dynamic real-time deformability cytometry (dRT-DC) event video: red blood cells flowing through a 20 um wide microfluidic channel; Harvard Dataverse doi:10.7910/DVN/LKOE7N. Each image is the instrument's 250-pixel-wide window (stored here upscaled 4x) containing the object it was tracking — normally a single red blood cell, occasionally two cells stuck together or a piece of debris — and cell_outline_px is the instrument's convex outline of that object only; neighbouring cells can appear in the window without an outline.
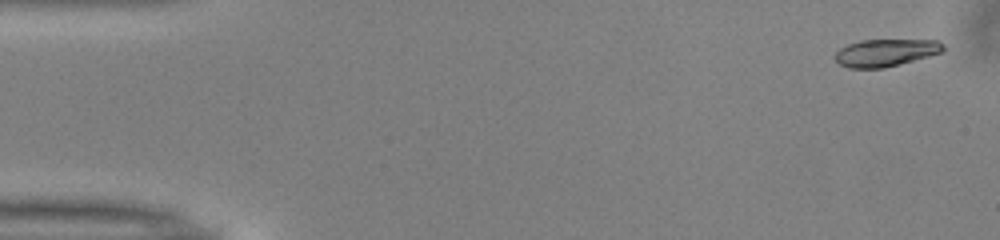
{"species": "common noctule bat (a hibernating species)", "species_latin": "Nyctalus noctula", "temperature_condition": "warm", "stored_images_in_passage": 41, "camera_frame_rate_fps": 3000, "um_per_image_px": 0.085, "animal": {"sex": "male", "body_mass_g": 13.0, "forearm_length_mm": 53.1}, "frame": {"image": 1, "passage_image": 1, "time_ms": 0.0, "image_size_px": [1000, 240], "cell_outline_px": [[944, 48], [940, 52], [928, 56], [884, 68], [848, 68], [840, 64], [836, 60], [836, 52], [840, 48], [848, 44], [860, 40], [936, 40], [944, 44]], "centroid_in_image_um": [75.25, 4.47], "position_along_channel_um": 9.7, "area_um2": 16.99}}
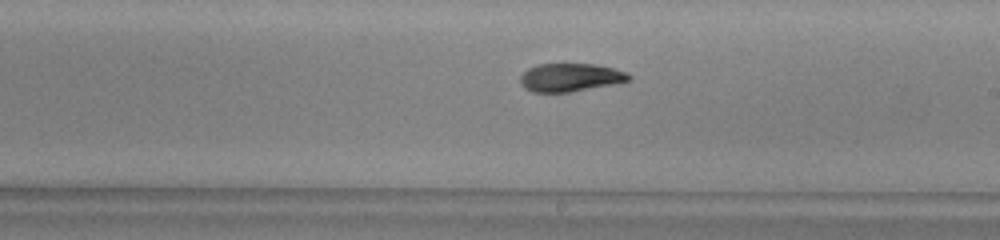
{"frame": {"image": 2, "passage_image": 28, "time_ms": 9.0, "image_size_px": [1000, 240], "cell_outline_px": [[632, 80], [572, 92], [532, 92], [524, 88], [520, 84], [520, 76], [528, 68], [540, 64], [596, 64], [628, 72], [632, 76]], "centroid_in_image_um": [48.48, 6.58], "position_along_channel_um": 240.5, "area_um2": 17.92}}
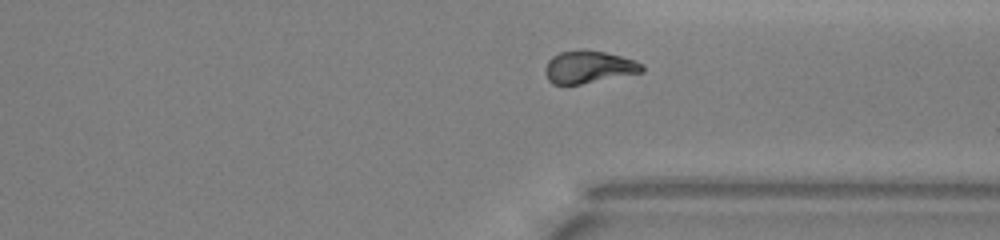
{"frame": {"image": 3, "passage_image": 37, "time_ms": 12.0, "image_size_px": [1000, 240], "cell_outline_px": [[644, 72], [580, 84], [552, 84], [548, 80], [544, 72], [544, 68], [548, 60], [552, 56], [560, 52], [580, 48], [604, 52], [620, 56], [644, 64]], "centroid_in_image_um": [50.01, 5.68], "position_along_channel_um": 361.4, "area_um2": 18.44}, "authors_computed_cell_mechanics": {"area_um2": 18.2648, "velocity_mm_per_s": 4.019, "shape_relaxation_time_tau1_ms": 3.6764, "shape_relaxation_time_tau2_ms": 6.6569, "deformation_change_tau1": 0.1596, "deformation_change_tau2": 0.1139}}